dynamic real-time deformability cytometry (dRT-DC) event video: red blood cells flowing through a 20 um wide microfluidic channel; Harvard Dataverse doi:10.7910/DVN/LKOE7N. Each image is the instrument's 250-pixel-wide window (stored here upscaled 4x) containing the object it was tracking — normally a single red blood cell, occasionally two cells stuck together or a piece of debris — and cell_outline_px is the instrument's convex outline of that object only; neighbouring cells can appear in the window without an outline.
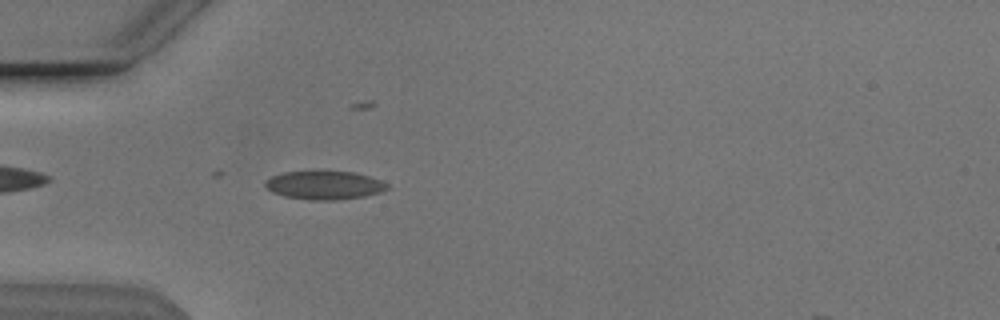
{"species": "Egyptian fruit bat (a non-hibernating species)", "species_latin": "Rousettus aegyptiacus", "temperature_condition": "cold", "stored_images_in_passage": 19, "camera_frame_rate_fps": 3000, "um_per_image_px": 0.085, "animal": {"sex": "male"}, "frame": {"image": 1, "passage_image": 16, "time_ms": 5.0, "image_size_px": [1000, 320], "cell_outline_px": [[388, 188], [380, 192], [364, 196], [336, 200], [308, 200], [284, 196], [272, 192], [264, 184], [272, 176], [284, 172], [352, 172], [368, 176], [380, 180], [388, 184]], "centroid_in_image_um": [27.57, 15.75], "position_along_channel_um": 57.4, "area_um2": 19.88}}